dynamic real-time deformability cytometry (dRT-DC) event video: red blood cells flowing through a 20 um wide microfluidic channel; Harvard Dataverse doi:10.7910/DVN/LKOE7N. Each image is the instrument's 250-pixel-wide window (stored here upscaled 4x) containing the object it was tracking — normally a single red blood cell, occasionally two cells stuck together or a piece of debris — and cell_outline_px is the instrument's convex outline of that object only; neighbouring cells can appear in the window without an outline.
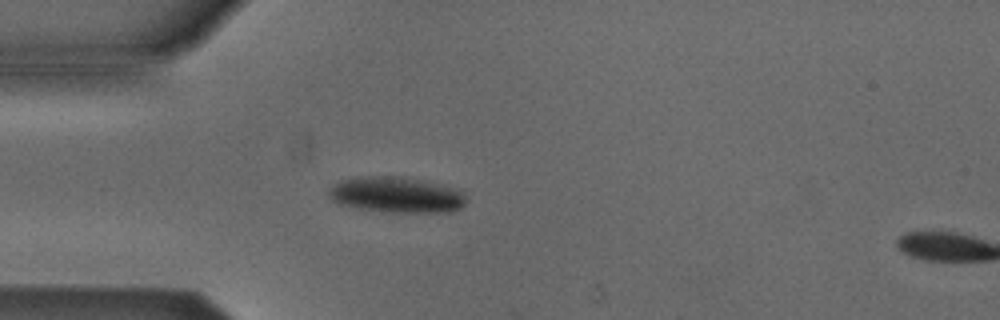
{"species": "Egyptian fruit bat (a non-hibernating species)", "species_latin": "Rousettus aegyptiacus", "temperature_condition": "cold", "stored_images_in_passage": 5, "segment_of_instrument_passage": [1, 2], "camera_frame_rate_fps": 3000, "um_per_image_px": 0.085, "animal": {"sex": "male"}, "frame": {"image": 1, "passage_image": 4, "time_ms": 3.667, "image_size_px": [1000, 320], "cell_outline_px": [[468, 196], [464, 204], [460, 208], [452, 212], [380, 212], [336, 204], [328, 196], [328, 188], [340, 180], [368, 176], [396, 176], [444, 184], [460, 188]], "centroid_in_image_um": [33.72, 16.56], "position_along_channel_um": 51.3, "area_um2": 29.25}}